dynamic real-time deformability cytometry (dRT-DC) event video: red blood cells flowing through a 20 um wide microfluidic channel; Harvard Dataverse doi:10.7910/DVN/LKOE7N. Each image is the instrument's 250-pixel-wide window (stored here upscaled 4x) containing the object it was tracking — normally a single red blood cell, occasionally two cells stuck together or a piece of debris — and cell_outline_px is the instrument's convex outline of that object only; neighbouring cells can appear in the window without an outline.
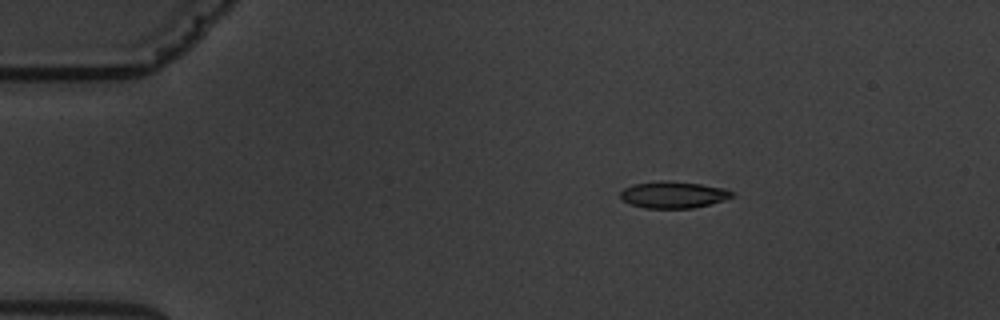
{"species": "common noctule bat (a hibernating species)", "species_latin": "Nyctalus noctula", "temperature_condition": "warm", "stored_images_in_passage": 3, "camera_frame_rate_fps": 3000, "um_per_image_px": 0.085, "animal": {"sex": "male", "body_mass_g": 19.5, "forearm_length_mm": 54.6}, "frame": {"image": 1, "passage_image": 1, "time_ms": 0.0, "image_size_px": [1000, 320], "cell_outline_px": [[736, 196], [724, 200], [692, 208], [644, 208], [632, 204], [624, 200], [620, 196], [620, 192], [624, 188], [632, 184], [660, 180], [668, 180], [700, 184], [724, 188], [732, 192]], "centroid_in_image_um": [57.23, 16.54], "position_along_channel_um": 27.8, "area_um2": 17.34}}
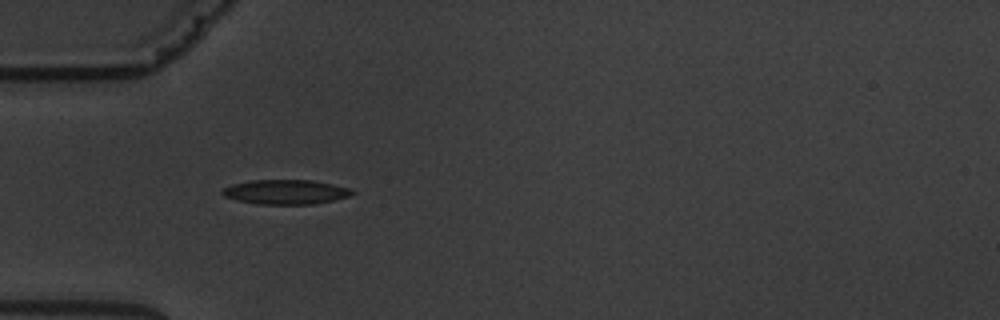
{"frame": {"image": 2, "passage_image": 3, "time_ms": 2.667, "image_size_px": [1000, 320], "cell_outline_px": [[356, 192], [348, 196], [332, 200], [312, 204], [256, 204], [236, 200], [224, 196], [220, 192], [224, 188], [232, 184], [252, 180], [312, 180], [332, 184], [348, 188]], "centroid_in_image_um": [24.24, 16.31], "position_along_channel_um": 60.8, "area_um2": 18.44}}